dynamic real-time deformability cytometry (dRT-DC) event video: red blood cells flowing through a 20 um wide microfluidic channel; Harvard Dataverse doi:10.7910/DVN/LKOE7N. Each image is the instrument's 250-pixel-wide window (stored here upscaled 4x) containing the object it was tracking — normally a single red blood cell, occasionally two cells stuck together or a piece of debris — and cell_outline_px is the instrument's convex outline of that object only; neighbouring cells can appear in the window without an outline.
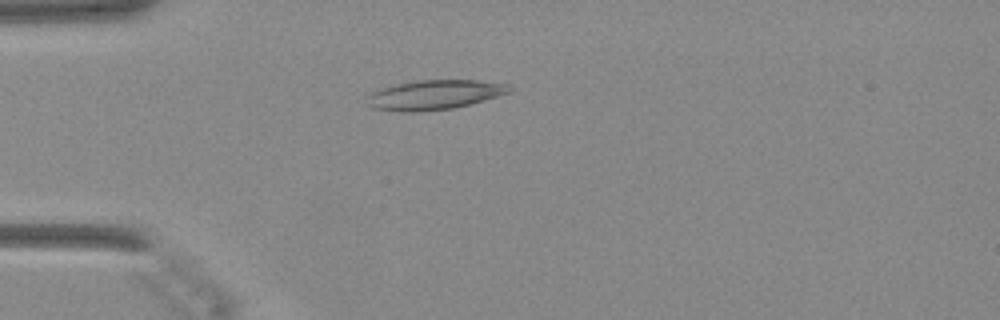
{"species": "Egyptian fruit bat (a non-hibernating species)", "species_latin": "Rousettus aegyptiacus", "temperature_condition": "warm", "stored_images_in_passage": 36, "camera_frame_rate_fps": 3000, "um_per_image_px": 0.085, "animal": {"sex": "female"}, "frame": {"image": 1, "passage_image": 1, "time_ms": 0.0, "image_size_px": [1000, 320], "cell_outline_px": [[516, 88], [512, 92], [484, 100], [452, 108], [416, 112], [404, 112], [372, 108], [368, 104], [364, 96], [372, 92], [396, 84], [416, 80], [476, 80], [508, 84]], "centroid_in_image_um": [36.94, 8.05], "position_along_channel_um": 48.1, "area_um2": 24.62}}
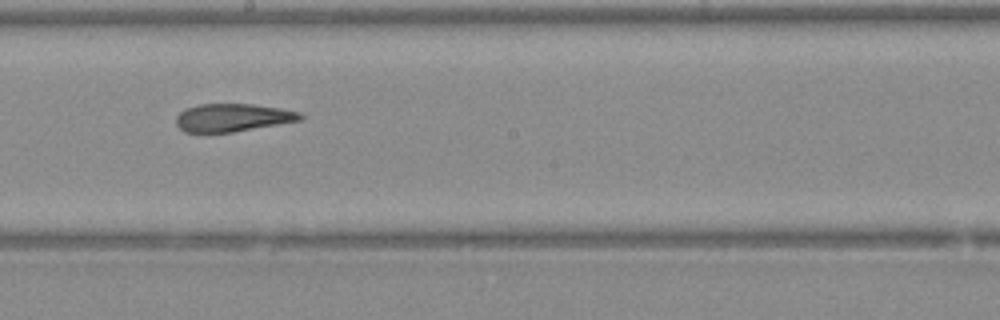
{"frame": {"image": 2, "passage_image": 15, "time_ms": 4.667, "image_size_px": [1000, 320], "cell_outline_px": [[304, 120], [232, 132], [184, 132], [176, 124], [176, 116], [184, 108], [196, 104], [252, 104], [280, 108], [300, 112], [304, 116]], "centroid_in_image_um": [19.78, 9.99], "position_along_channel_um": 228.4, "area_um2": 20.35}}
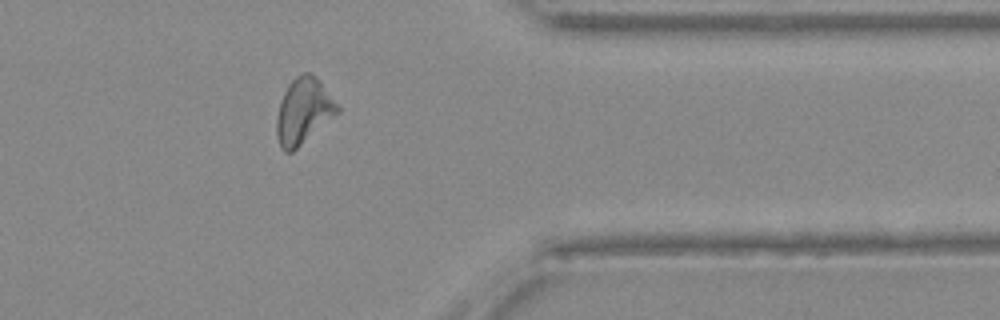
{"frame": {"image": 3, "passage_image": 27, "time_ms": 8.667, "image_size_px": [1000, 320], "cell_outline_px": [[340, 112], [292, 152], [284, 152], [280, 148], [276, 136], [276, 120], [280, 104], [284, 92], [288, 84], [296, 76], [304, 72], [312, 72], [320, 80], [340, 108]], "centroid_in_image_um": [25.79, 9.44], "position_along_channel_um": 385.6, "area_um2": 23.35}}